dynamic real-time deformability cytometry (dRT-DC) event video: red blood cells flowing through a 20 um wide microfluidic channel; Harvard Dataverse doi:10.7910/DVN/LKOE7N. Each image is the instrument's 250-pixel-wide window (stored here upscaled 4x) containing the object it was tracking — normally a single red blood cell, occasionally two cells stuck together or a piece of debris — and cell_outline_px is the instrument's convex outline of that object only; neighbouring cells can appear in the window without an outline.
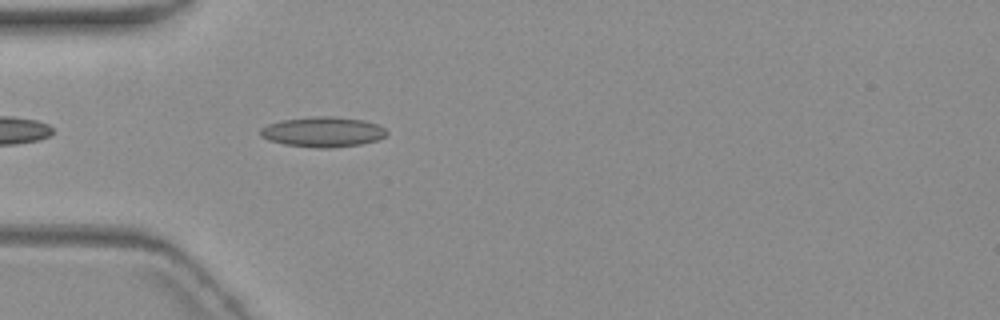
{"species": "common noctule bat (a hibernating species)", "species_latin": "Nyctalus noctula", "temperature_condition": "warm", "stored_images_in_passage": 4, "camera_frame_rate_fps": 3000, "um_per_image_px": 0.085, "animal": {"sex": "female", "body_mass_g": 19.3, "forearm_length_mm": 54.1}, "frame": {"image": 1, "passage_image": 4, "time_ms": 4.667, "image_size_px": [1000, 320], "cell_outline_px": [[388, 132], [384, 136], [376, 140], [360, 144], [332, 148], [316, 148], [284, 144], [268, 140], [260, 136], [260, 128], [268, 124], [284, 120], [316, 116], [332, 116], [364, 120], [376, 124], [384, 128]], "centroid_in_image_um": [27.42, 11.21], "position_along_channel_um": 57.6, "area_um2": 22.08}}